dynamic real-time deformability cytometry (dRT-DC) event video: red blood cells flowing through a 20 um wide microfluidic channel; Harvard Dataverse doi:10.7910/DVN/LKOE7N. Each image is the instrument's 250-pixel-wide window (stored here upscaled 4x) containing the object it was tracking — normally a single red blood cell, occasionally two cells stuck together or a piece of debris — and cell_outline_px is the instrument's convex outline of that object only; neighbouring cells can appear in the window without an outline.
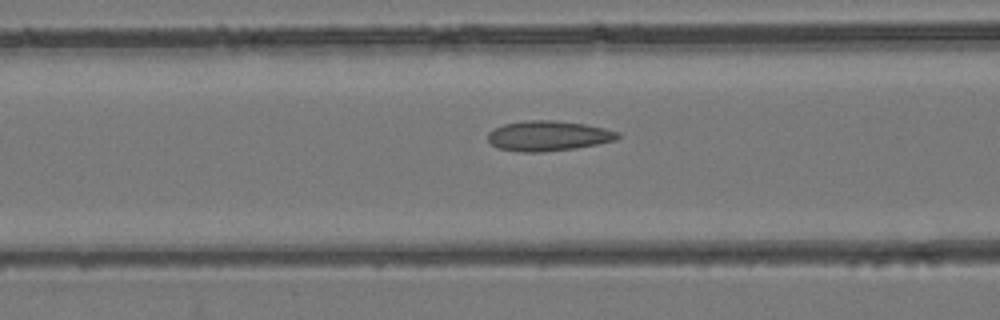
{"species": "common noctule bat (a hibernating species)", "species_latin": "Nyctalus noctula", "temperature_condition": "room temperature", "stored_images_in_passage": 44, "camera_frame_rate_fps": 3000, "um_per_image_px": 0.085, "animal": {"sex": "female", "body_mass_g": 24.6, "forearm_length_mm": 56.2}, "frame": {"image": 1, "passage_image": 18, "time_ms": 5.667, "image_size_px": [1000, 320], "cell_outline_px": [[620, 136], [616, 140], [600, 144], [576, 148], [544, 152], [520, 152], [496, 148], [488, 140], [488, 132], [504, 124], [528, 120], [552, 120], [584, 124], [604, 128], [620, 132]], "centroid_in_image_um": [46.62, 11.56], "position_along_channel_um": 120.0, "area_um2": 22.89}}
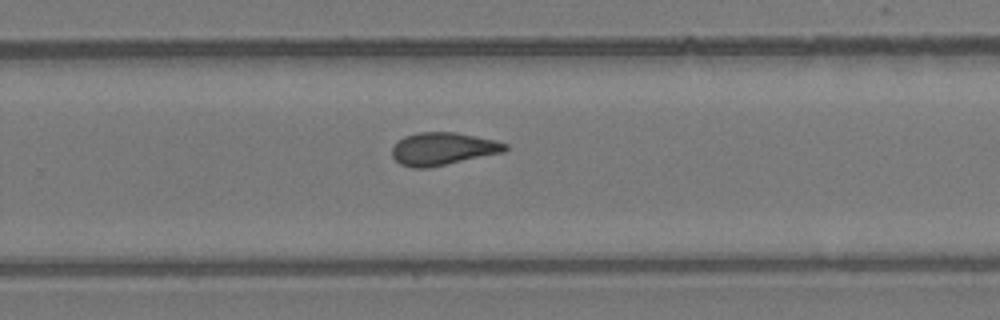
{"frame": {"image": 2, "passage_image": 29, "time_ms": 9.333, "image_size_px": [1000, 320], "cell_outline_px": [[508, 148], [504, 152], [428, 168], [412, 168], [400, 164], [392, 156], [392, 148], [404, 136], [416, 132], [456, 132], [496, 140], [508, 144]], "centroid_in_image_um": [37.65, 12.64], "position_along_channel_um": 292.1, "area_um2": 21.56}}
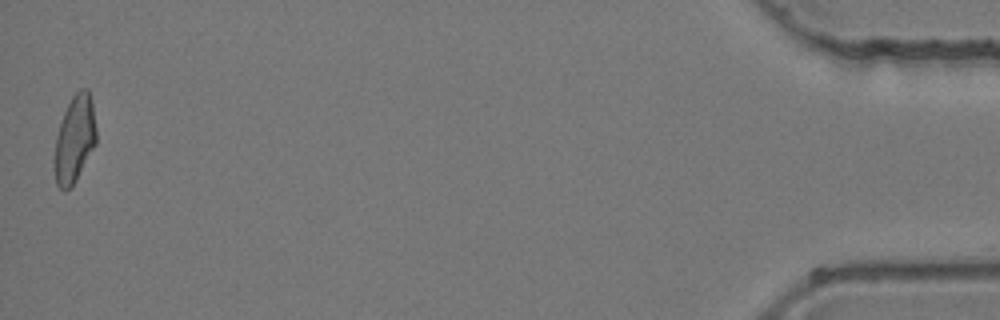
{"frame": {"image": 3, "passage_image": 44, "time_ms": 14.333, "image_size_px": [1000, 320], "cell_outline_px": [[96, 144], [76, 180], [64, 192], [56, 184], [56, 136], [64, 112], [72, 96], [80, 88], [88, 88], [92, 104], [96, 128]], "centroid_in_image_um": [6.37, 11.79], "position_along_channel_um": 428.8, "area_um2": 20.69}}